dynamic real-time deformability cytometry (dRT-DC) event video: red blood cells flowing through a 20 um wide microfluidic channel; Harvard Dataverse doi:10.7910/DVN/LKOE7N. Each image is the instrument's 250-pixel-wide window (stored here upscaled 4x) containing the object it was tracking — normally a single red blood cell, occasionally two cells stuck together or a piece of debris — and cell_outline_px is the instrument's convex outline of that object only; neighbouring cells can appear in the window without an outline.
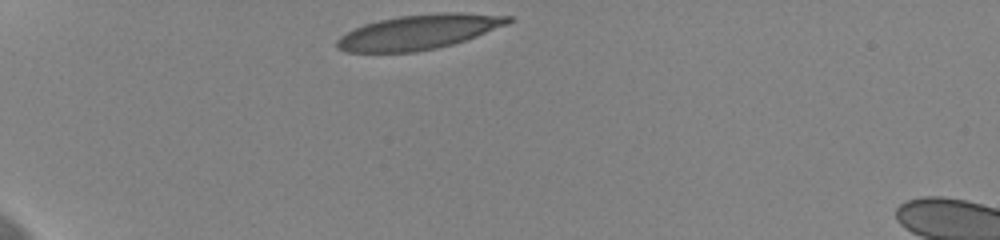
{"species": "human", "species_latin": "Homo sapiens", "temperature_condition": "cold", "stored_images_in_passage": 3, "camera_frame_rate_fps": 3000, "um_per_image_px": 0.085, "donor": {"sex": "female"}, "frame": {"image": 1, "passage_image": 1, "time_ms": 0.0, "image_size_px": [1000, 240], "cell_outline_px": [[516, 20], [508, 24], [476, 36], [452, 44], [436, 48], [416, 52], [348, 52], [336, 48], [336, 40], [340, 36], [364, 24], [380, 20], [400, 16], [440, 12], [460, 12], [512, 16]], "centroid_in_image_um": [35.63, 2.71], "position_along_channel_um": 49.4, "area_um2": 34.56}}